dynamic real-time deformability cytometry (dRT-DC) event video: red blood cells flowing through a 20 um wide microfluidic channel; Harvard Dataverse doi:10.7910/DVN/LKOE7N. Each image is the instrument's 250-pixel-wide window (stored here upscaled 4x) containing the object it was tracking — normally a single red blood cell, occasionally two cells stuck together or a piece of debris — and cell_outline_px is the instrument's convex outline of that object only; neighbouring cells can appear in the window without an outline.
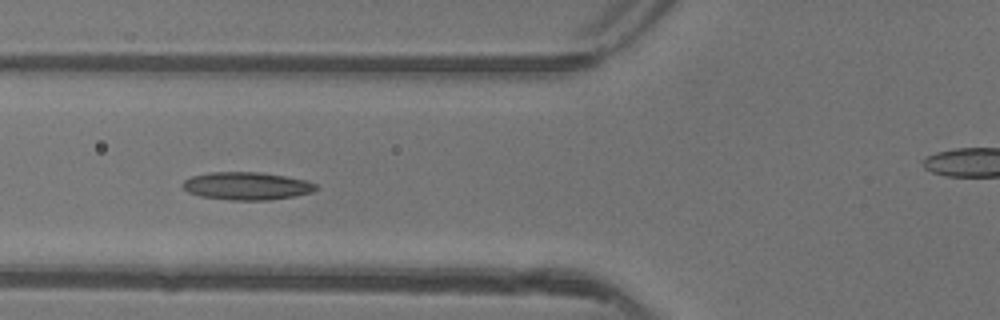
{"species": "common noctule bat (a hibernating species)", "species_latin": "Nyctalus noctula", "temperature_condition": "warm", "stored_images_in_passage": 34, "camera_frame_rate_fps": 3000, "um_per_image_px": 0.085, "animal": {"sex": "female"}, "frame": {"image": 1, "passage_image": 5, "time_ms": 1.333, "image_size_px": [1000, 320], "cell_outline_px": [[316, 188], [312, 192], [292, 196], [268, 200], [232, 200], [200, 196], [188, 192], [184, 188], [184, 180], [192, 176], [208, 172], [260, 172], [284, 176], [304, 180], [316, 184]], "centroid_in_image_um": [20.94, 15.8], "position_along_channel_um": 104.9, "area_um2": 21.27}}
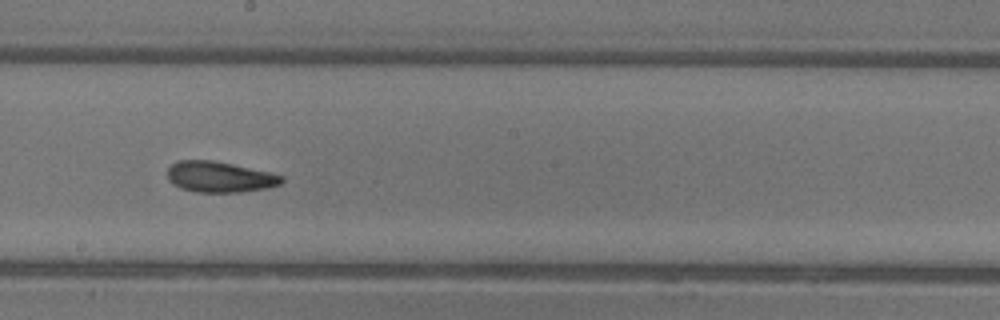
{"frame": {"image": 2, "passage_image": 14, "time_ms": 4.333, "image_size_px": [1000, 320], "cell_outline_px": [[284, 180], [280, 184], [268, 188], [240, 192], [196, 192], [180, 188], [172, 184], [168, 180], [168, 168], [172, 164], [180, 160], [212, 160], [232, 164], [268, 172], [284, 176]], "centroid_in_image_um": [18.66, 15.04], "position_along_channel_um": 229.5, "area_um2": 20.46}}
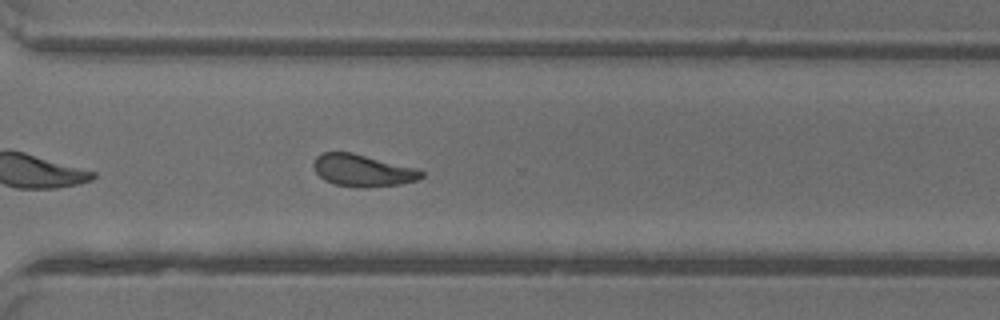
{"frame": {"image": 3, "passage_image": 22, "time_ms": 7.0, "image_size_px": [1000, 320], "cell_outline_px": [[424, 176], [416, 180], [400, 184], [364, 188], [356, 188], [336, 184], [324, 180], [316, 172], [312, 164], [316, 156], [324, 152], [352, 152], [420, 168], [424, 172]], "centroid_in_image_um": [30.86, 14.48], "position_along_channel_um": 339.7, "area_um2": 20.46}}